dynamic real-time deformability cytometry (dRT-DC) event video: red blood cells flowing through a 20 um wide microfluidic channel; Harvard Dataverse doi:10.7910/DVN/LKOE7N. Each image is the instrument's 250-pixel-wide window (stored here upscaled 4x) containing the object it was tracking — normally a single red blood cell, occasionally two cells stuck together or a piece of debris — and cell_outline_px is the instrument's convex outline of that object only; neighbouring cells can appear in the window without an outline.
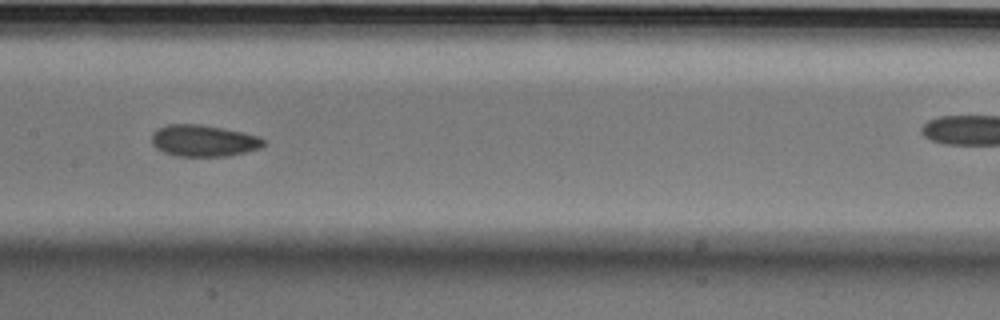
{"species": "Egyptian fruit bat (a non-hibernating species)", "species_latin": "Rousettus aegyptiacus", "temperature_condition": "cold", "stored_images_in_passage": 42, "camera_frame_rate_fps": 3000, "um_per_image_px": 0.085, "animal": {"sex": "male"}, "frame": {"image": 1, "passage_image": 13, "time_ms": 4.0, "image_size_px": [1000, 320], "cell_outline_px": [[264, 144], [260, 148], [228, 156], [176, 156], [164, 152], [156, 148], [152, 144], [152, 136], [156, 128], [168, 124], [200, 124], [240, 132], [256, 136], [264, 140]], "centroid_in_image_um": [17.24, 11.96], "position_along_channel_um": 190.2, "area_um2": 20.35}}
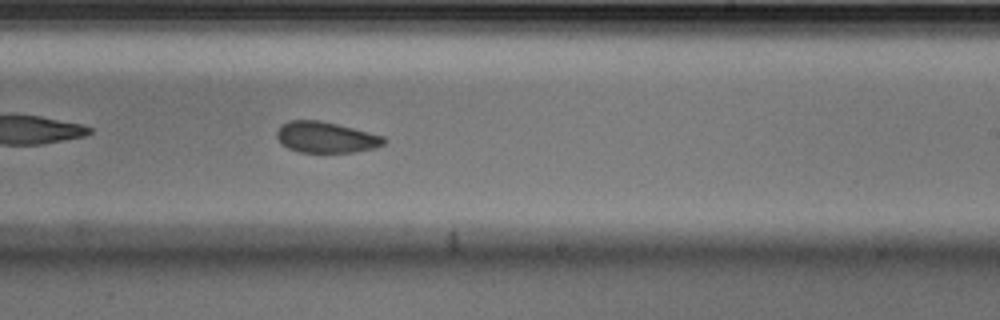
{"frame": {"image": 2, "passage_image": 19, "time_ms": 6.0, "image_size_px": [1000, 320], "cell_outline_px": [[388, 140], [384, 144], [376, 148], [352, 152], [300, 152], [288, 148], [276, 136], [276, 132], [288, 120], [320, 120], [384, 136]], "centroid_in_image_um": [27.74, 11.67], "position_along_channel_um": 261.3, "area_um2": 19.13}, "authors_computed_cell_mechanics": {"area_um2": 20.4612, "velocity_mm_per_s": 3.5768, "shape_relaxation_time_tau1_ms": 4.662, "shape_relaxation_time_tau2_ms": 2.723, "deformation_change_tau1": 0.0865, "deformation_change_tau2": 0.0681}}